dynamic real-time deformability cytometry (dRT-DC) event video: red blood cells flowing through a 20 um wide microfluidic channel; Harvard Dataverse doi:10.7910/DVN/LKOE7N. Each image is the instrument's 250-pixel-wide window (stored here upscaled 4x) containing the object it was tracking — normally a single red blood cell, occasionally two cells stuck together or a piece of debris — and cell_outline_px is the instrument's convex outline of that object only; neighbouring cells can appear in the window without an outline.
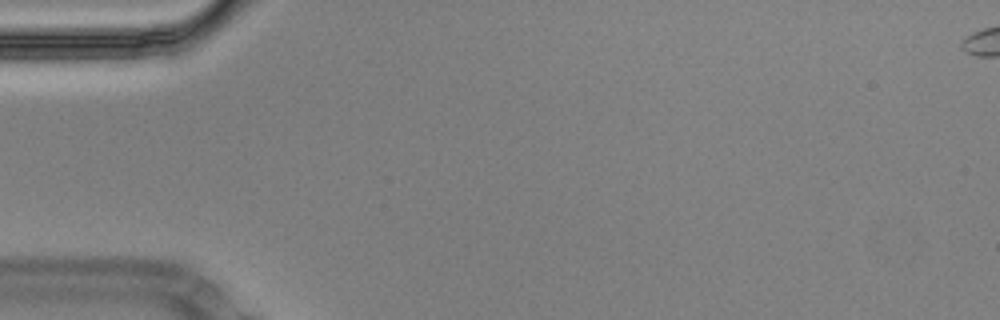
{"species": "Egyptian fruit bat (a non-hibernating species)", "species_latin": "Rousettus aegyptiacus", "temperature_condition": "cold", "stored_images_in_passage": 1, "camera_frame_rate_fps": 3000, "um_per_image_px": 0.085, "animal": {"sex": "male"}, "frame": {"image": 1, "passage_image": 1, "time_ms": 0.0, "image_size_px": [1000, 320], "cell_outline_px": [[192, 32], [180, 40], [148, 56], [132, 60], [120, 60], [60, 36], [52, 32]], "centroid_in_image_um": [10.64, 3.61], "position_along_channel_um": 74.4, "area_um2": 16.53}}